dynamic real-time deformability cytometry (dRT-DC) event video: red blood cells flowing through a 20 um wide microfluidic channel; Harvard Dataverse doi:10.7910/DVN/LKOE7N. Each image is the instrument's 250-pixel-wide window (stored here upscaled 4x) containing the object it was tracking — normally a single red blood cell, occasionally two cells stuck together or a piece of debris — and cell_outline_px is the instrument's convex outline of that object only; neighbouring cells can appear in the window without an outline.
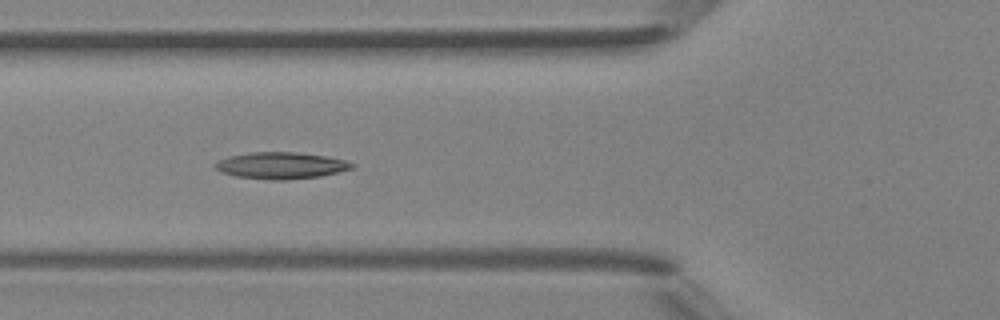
{"species": "Egyptian fruit bat (a non-hibernating species)", "species_latin": "Rousettus aegyptiacus", "temperature_condition": "room temperature", "stored_images_in_passage": 5, "camera_frame_rate_fps": 3000, "um_per_image_px": 0.085, "animal": {"sex": "female"}, "frame": {"image": 1, "passage_image": 5, "time_ms": 4.333, "image_size_px": [1000, 320], "cell_outline_px": [[356, 164], [352, 168], [320, 176], [284, 180], [272, 180], [236, 176], [220, 172], [212, 164], [216, 160], [228, 156], [252, 152], [296, 152], [324, 156], [344, 160]], "centroid_in_image_um": [23.81, 14.06], "position_along_channel_um": 102.0, "area_um2": 21.15}}